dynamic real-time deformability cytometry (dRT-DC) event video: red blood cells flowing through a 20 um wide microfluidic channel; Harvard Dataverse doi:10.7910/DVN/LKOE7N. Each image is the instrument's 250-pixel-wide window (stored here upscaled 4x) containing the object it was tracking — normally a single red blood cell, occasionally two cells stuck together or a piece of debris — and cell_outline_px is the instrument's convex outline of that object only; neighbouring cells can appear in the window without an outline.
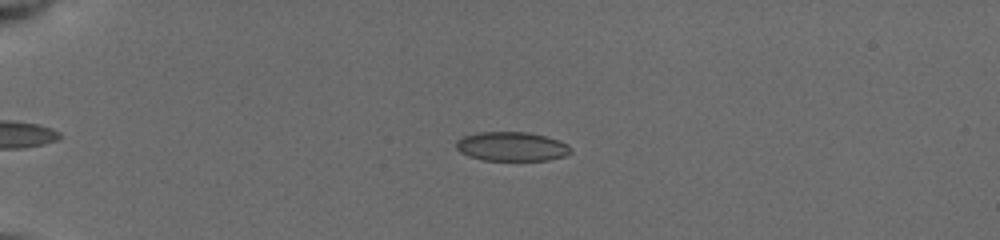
{"species": "common noctule bat (a hibernating species)", "species_latin": "Nyctalus noctula", "temperature_condition": "cold", "stored_images_in_passage": 32, "camera_frame_rate_fps": 3000, "um_per_image_px": 0.085, "animal": {"sex": "female", "body_mass_g": 19.5, "forearm_length_mm": 54.1}, "frame": {"image": 1, "passage_image": 8, "time_ms": 3.667, "image_size_px": [1000, 240], "cell_outline_px": [[572, 152], [564, 156], [548, 160], [484, 160], [468, 156], [460, 152], [456, 148], [456, 140], [464, 136], [480, 132], [528, 132], [560, 140], [568, 144], [572, 148]], "centroid_in_image_um": [43.51, 12.45], "position_along_channel_um": 41.5, "area_um2": 19.54}}
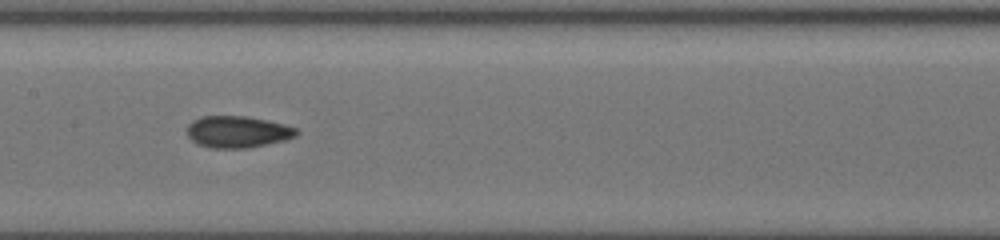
{"frame": {"image": 2, "passage_image": 18, "time_ms": 8.667, "image_size_px": [1000, 240], "cell_outline_px": [[300, 132], [296, 136], [284, 140], [248, 148], [212, 148], [196, 144], [188, 136], [188, 124], [192, 120], [200, 116], [248, 116], [268, 120], [284, 124], [296, 128]], "centroid_in_image_um": [20.19, 11.2], "position_along_channel_um": 187.2, "area_um2": 20.35}}
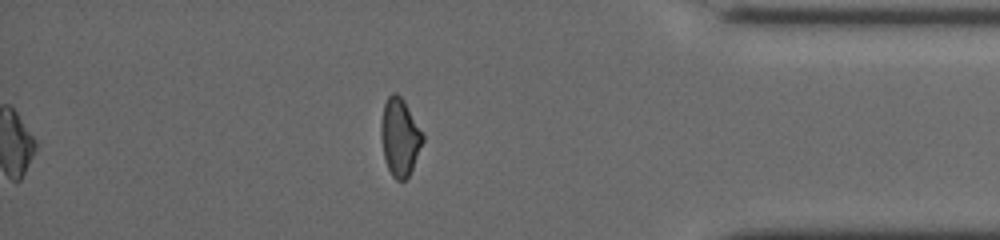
{"frame": {"image": 3, "passage_image": 29, "time_ms": 14.667, "image_size_px": [1000, 240], "cell_outline_px": [[424, 140], [412, 168], [408, 176], [404, 180], [396, 180], [392, 176], [388, 168], [384, 156], [380, 136], [380, 124], [384, 104], [388, 96], [392, 92], [396, 92], [404, 100], [424, 136]], "centroid_in_image_um": [33.96, 11.63], "position_along_channel_um": 401.2, "area_um2": 18.73}, "authors_computed_cell_mechanics": {"area_um2": 19.5364, "velocity_mm_per_s": 3.9498, "shape_relaxation_time_tau1_ms": null, "shape_relaxation_time_tau2_ms": 1.6886, "deformation_change_tau1": null, "deformation_change_tau2": 0.0734}}